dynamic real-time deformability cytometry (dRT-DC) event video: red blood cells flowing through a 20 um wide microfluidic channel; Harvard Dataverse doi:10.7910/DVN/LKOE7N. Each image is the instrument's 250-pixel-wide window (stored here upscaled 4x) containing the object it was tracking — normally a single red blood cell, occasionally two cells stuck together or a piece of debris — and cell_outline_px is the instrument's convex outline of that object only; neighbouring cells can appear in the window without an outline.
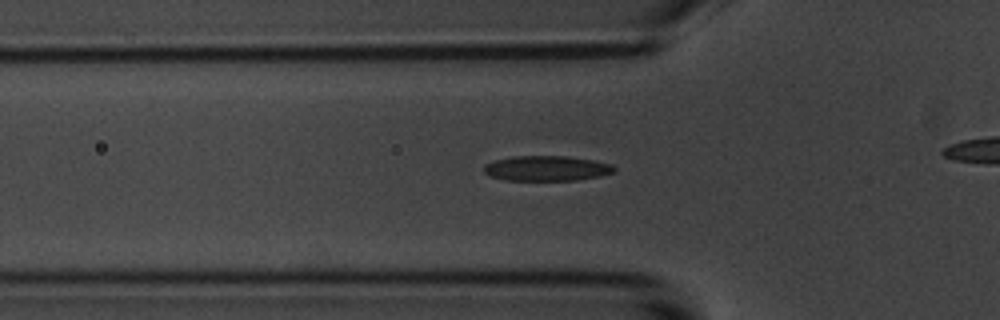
{"species": "common noctule bat (a hibernating species)", "species_latin": "Nyctalus noctula", "temperature_condition": "room temperature", "stored_images_in_passage": 42, "camera_frame_rate_fps": 3000, "um_per_image_px": 0.085, "animal": {"sex": "male", "body_mass_g": 20.1, "forearm_length_mm": 53.5}, "frame": {"image": 1, "passage_image": 18, "time_ms": 5.667, "image_size_px": [1000, 320], "cell_outline_px": [[616, 168], [612, 172], [600, 176], [576, 180], [504, 180], [488, 176], [484, 172], [484, 164], [496, 160], [512, 156], [564, 156], [592, 160], [612, 164]], "centroid_in_image_um": [46.42, 14.31], "position_along_channel_um": 79.4, "area_um2": 19.02}}
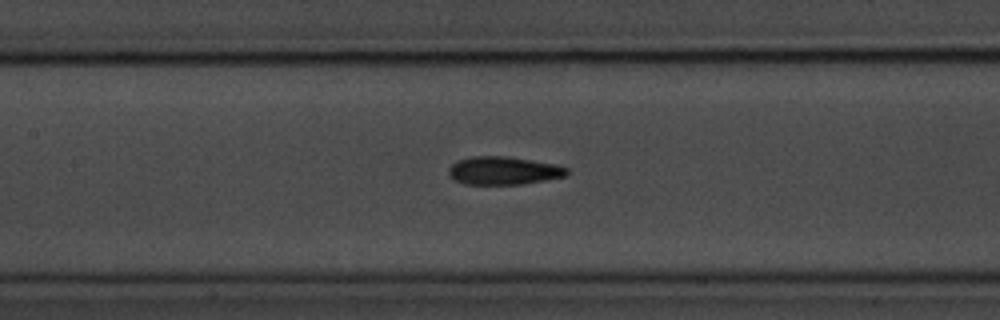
{"frame": {"image": 2, "passage_image": 25, "time_ms": 8.0, "image_size_px": [1000, 320], "cell_outline_px": [[568, 172], [564, 176], [544, 180], [520, 184], [464, 184], [456, 180], [448, 172], [448, 168], [456, 160], [472, 156], [508, 156], [556, 164], [568, 168]], "centroid_in_image_um": [42.78, 14.49], "position_along_channel_um": 164.6, "area_um2": 19.25}}
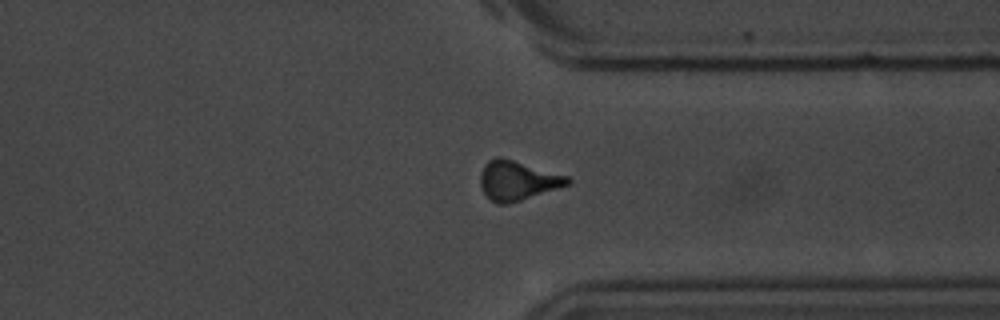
{"frame": {"image": 3, "passage_image": 42, "time_ms": 13.667, "image_size_px": [1000, 320], "cell_outline_px": [[572, 184], [508, 204], [496, 204], [484, 192], [480, 184], [480, 172], [484, 164], [488, 160], [496, 156], [500, 156], [568, 176], [572, 180]], "centroid_in_image_um": [43.99, 15.33], "position_along_channel_um": 367.4, "area_um2": 20.11}, "authors_computed_cell_mechanics": {"area_um2": 18.9006, "velocity_mm_per_s": 3.597, "shape_relaxation_time_tau1_ms": 3.0498, "shape_relaxation_time_tau2_ms": 3.3104, "deformation_change_tau1": 0.1233, "deformation_change_tau2": 0.1105}}